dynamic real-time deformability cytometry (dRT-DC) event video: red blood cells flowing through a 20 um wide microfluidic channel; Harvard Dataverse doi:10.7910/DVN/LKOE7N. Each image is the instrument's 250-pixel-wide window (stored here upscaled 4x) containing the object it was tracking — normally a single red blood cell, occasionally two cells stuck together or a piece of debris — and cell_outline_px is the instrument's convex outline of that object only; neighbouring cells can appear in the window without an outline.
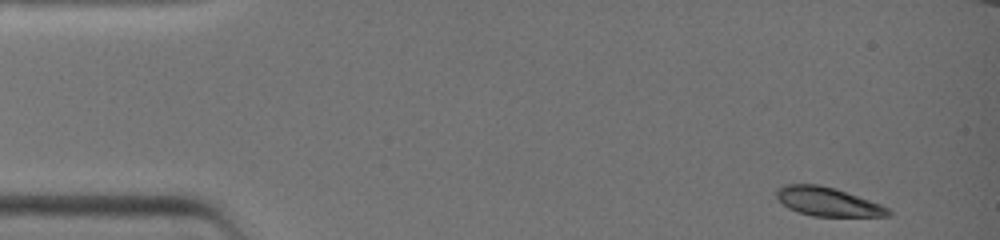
{"species": "common noctule bat (a hibernating species)", "species_latin": "Nyctalus noctula", "temperature_condition": "warm", "stored_images_in_passage": 37, "camera_frame_rate_fps": 3000, "um_per_image_px": 0.085, "animal": {"sex": "female", "body_mass_g": 19.0, "forearm_length_mm": 51.5}, "frame": {"image": 1, "passage_image": 1, "time_ms": 0.0, "image_size_px": [1000, 240], "cell_outline_px": [[892, 216], [812, 216], [788, 208], [776, 196], [776, 188], [784, 184], [820, 184], [836, 188], [880, 204], [888, 208], [892, 212]], "centroid_in_image_um": [70.35, 17.13], "position_along_channel_um": 14.6, "area_um2": 18.73}}
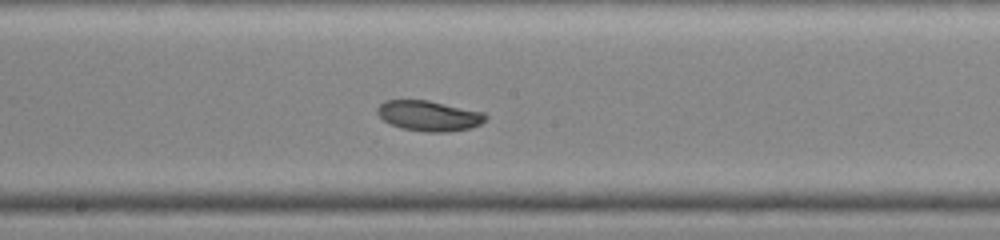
{"frame": {"image": 2, "passage_image": 20, "time_ms": 6.333, "image_size_px": [1000, 240], "cell_outline_px": [[488, 116], [480, 124], [472, 128], [444, 132], [428, 132], [400, 128], [384, 120], [376, 112], [376, 108], [384, 100], [428, 100], [484, 112]], "centroid_in_image_um": [36.46, 9.84], "position_along_channel_um": 211.7, "area_um2": 19.13}}
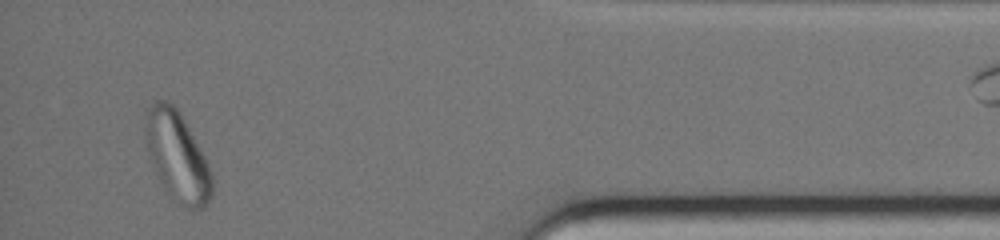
{"frame": {"image": 3, "passage_image": 35, "time_ms": 11.333, "image_size_px": [1000, 240], "cell_outline_px": [[212, 196], [208, 204], [204, 208], [188, 208], [168, 192], [160, 180], [152, 164], [144, 144], [144, 128], [148, 108], [156, 100], [168, 100], [180, 112], [200, 148], [212, 172]], "centroid_in_image_um": [15.05, 13.24], "position_along_channel_um": 420.1, "area_um2": 34.33}}